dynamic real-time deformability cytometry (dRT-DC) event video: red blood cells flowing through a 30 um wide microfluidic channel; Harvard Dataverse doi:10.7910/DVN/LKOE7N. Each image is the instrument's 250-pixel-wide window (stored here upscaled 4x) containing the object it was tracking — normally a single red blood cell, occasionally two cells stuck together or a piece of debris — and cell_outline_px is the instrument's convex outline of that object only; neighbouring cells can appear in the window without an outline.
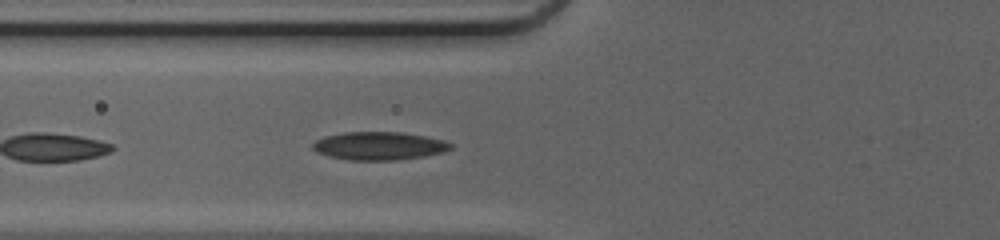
{"species": "common noctule bat (a hibernating species)", "species_latin": "Nyctalus noctula", "temperature_condition": "cold", "stored_images_in_passage": 10, "camera_frame_rate_fps": 3000, "um_per_image_px": 0.085, "animal": {"sex": "female", "body_mass_g": 20.0, "forearm_length_mm": 54.0}, "frame": {"image": 1, "passage_image": 4, "time_ms": 1.0, "image_size_px": [1000, 240], "cell_outline_px": [[452, 148], [444, 152], [424, 156], [396, 160], [348, 160], [328, 156], [316, 152], [312, 148], [312, 144], [316, 140], [324, 136], [344, 132], [404, 132], [444, 140], [452, 144]], "centroid_in_image_um": [32.2, 12.4], "position_along_channel_um": 93.6, "area_um2": 22.72}}
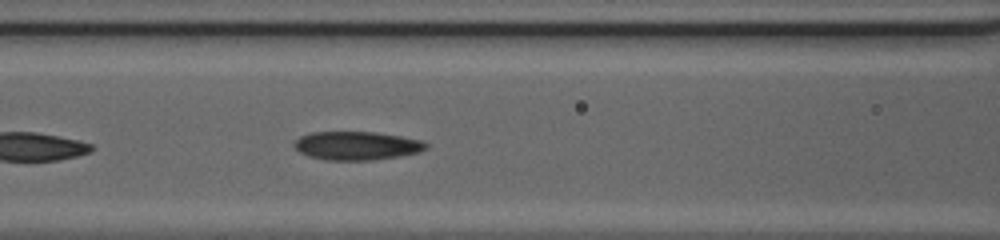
{"frame": {"image": 2, "passage_image": 7, "time_ms": 2.0, "image_size_px": [1000, 240], "cell_outline_px": [[428, 148], [420, 152], [400, 156], [372, 160], [328, 160], [308, 156], [300, 152], [292, 144], [300, 136], [312, 132], [376, 132], [400, 136], [420, 140], [428, 144]], "centroid_in_image_um": [30.33, 12.38], "position_along_channel_um": 136.3, "area_um2": 21.91}}